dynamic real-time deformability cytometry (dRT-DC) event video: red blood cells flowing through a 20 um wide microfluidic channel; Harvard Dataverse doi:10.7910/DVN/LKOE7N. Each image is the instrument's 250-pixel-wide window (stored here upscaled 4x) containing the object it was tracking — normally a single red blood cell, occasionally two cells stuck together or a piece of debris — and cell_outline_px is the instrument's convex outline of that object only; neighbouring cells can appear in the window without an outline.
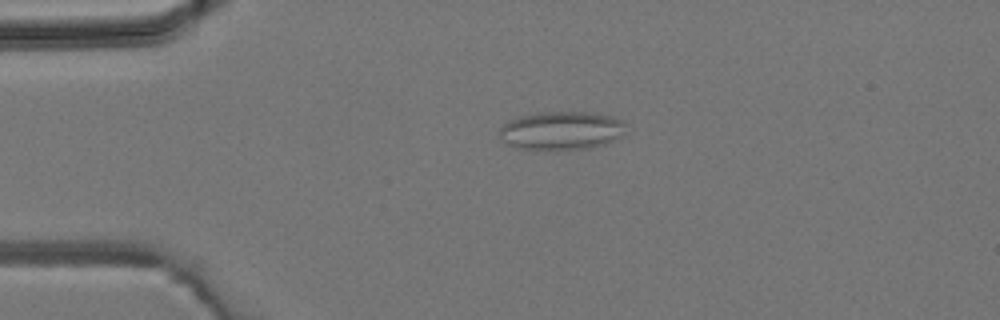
{"species": "common noctule bat (a hibernating species)", "species_latin": "Nyctalus noctula", "temperature_condition": "room temperature", "stored_images_in_passage": 5, "camera_frame_rate_fps": 3000, "um_per_image_px": 0.085, "animal": {"sex": "male", "body_mass_g": 19.2, "forearm_length_mm": 51.8}, "frame": {"image": 1, "passage_image": 3, "time_ms": 2.0, "image_size_px": [1000, 320], "cell_outline_px": [[624, 136], [616, 140], [604, 144], [588, 148], [548, 152], [536, 152], [504, 144], [496, 132], [508, 120], [520, 116], [540, 112], [584, 112], [612, 116], [624, 120]], "centroid_in_image_um": [47.66, 11.14], "position_along_channel_um": 37.3, "area_um2": 29.36}}
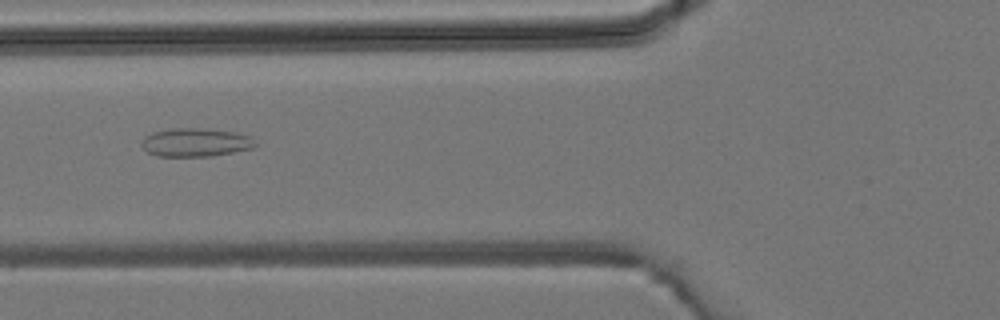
{"frame": {"image": 2, "passage_image": 5, "time_ms": 4.333, "image_size_px": [1000, 320], "cell_outline_px": [[260, 144], [252, 148], [212, 156], [156, 156], [148, 152], [140, 144], [144, 136], [152, 132], [172, 128], [196, 128], [236, 132], [252, 136]], "centroid_in_image_um": [16.65, 12.1], "position_along_channel_um": 109.2, "area_um2": 19.02}}